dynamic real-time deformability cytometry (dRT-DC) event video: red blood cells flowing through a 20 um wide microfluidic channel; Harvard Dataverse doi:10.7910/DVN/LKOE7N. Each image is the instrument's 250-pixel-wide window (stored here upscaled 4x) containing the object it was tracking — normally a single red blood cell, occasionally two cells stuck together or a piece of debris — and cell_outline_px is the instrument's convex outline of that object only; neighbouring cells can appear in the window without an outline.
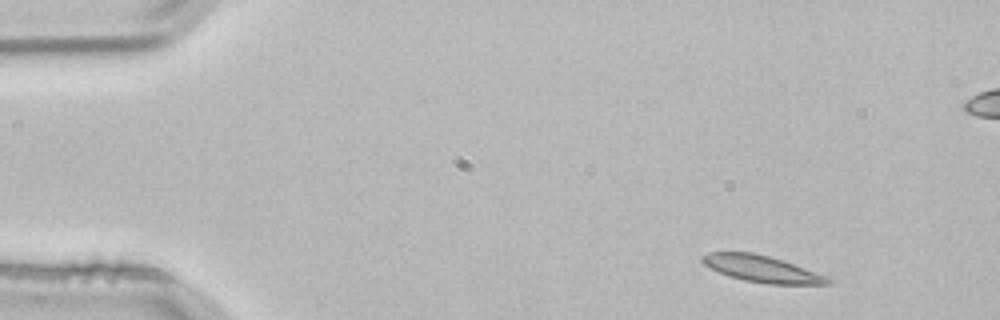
{"species": "common noctule bat (a hibernating species)", "species_latin": "Nyctalus noctula", "temperature_condition": "room temperature", "stored_images_in_passage": 4, "camera_frame_rate_fps": 3000, "um_per_image_px": 0.085, "animal": {"sex": "male", "body_mass_g": 21.5, "forearm_length_mm": 52.0}, "frame": {"image": 1, "passage_image": 1, "time_ms": 0.0, "image_size_px": [1000, 320], "cell_outline_px": [[832, 284], [768, 284], [744, 280], [728, 276], [704, 264], [700, 260], [700, 256], [708, 252], [752, 252], [768, 256], [828, 276], [832, 280]], "centroid_in_image_um": [64.73, 22.85], "position_along_channel_um": 20.3, "area_um2": 19.25}}